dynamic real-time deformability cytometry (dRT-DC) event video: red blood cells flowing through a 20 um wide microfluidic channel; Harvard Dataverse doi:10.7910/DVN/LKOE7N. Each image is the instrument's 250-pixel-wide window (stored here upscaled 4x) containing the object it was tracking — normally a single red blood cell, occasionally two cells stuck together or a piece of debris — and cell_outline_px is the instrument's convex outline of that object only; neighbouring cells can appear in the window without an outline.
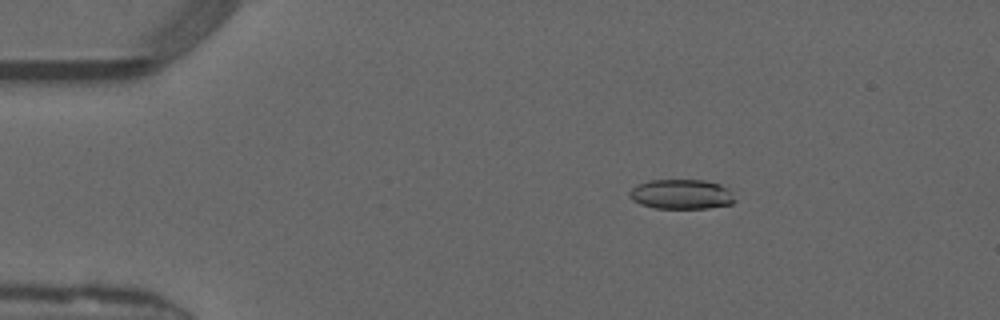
{"species": "common noctule bat (a hibernating species)", "species_latin": "Nyctalus noctula", "temperature_condition": "warm", "stored_images_in_passage": 50, "camera_frame_rate_fps": 3000, "um_per_image_px": 0.085, "animal": {"sex": "male", "forearm_length_mm": 52.5}, "frame": {"image": 1, "passage_image": 9, "time_ms": 2.667, "image_size_px": [1000, 320], "cell_outline_px": [[736, 200], [732, 204], [708, 208], [656, 208], [640, 204], [632, 200], [628, 196], [628, 192], [636, 184], [648, 180], [704, 180], [720, 184], [728, 188], [732, 192]], "centroid_in_image_um": [57.91, 16.5], "position_along_channel_um": 27.1, "area_um2": 18.5}}
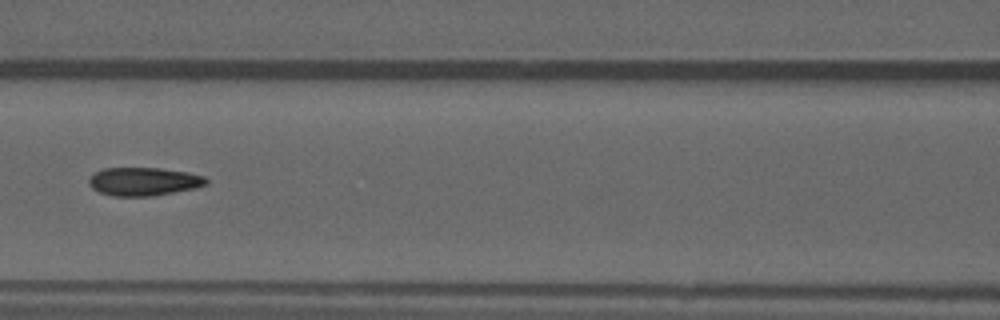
{"frame": {"image": 2, "passage_image": 23, "time_ms": 7.333, "image_size_px": [1000, 320], "cell_outline_px": [[208, 184], [196, 188], [152, 196], [112, 196], [100, 192], [92, 188], [88, 184], [88, 180], [96, 172], [104, 168], [160, 168], [188, 172], [204, 176], [208, 180]], "centroid_in_image_um": [12.24, 15.43], "position_along_channel_um": 154.4, "area_um2": 19.36}}
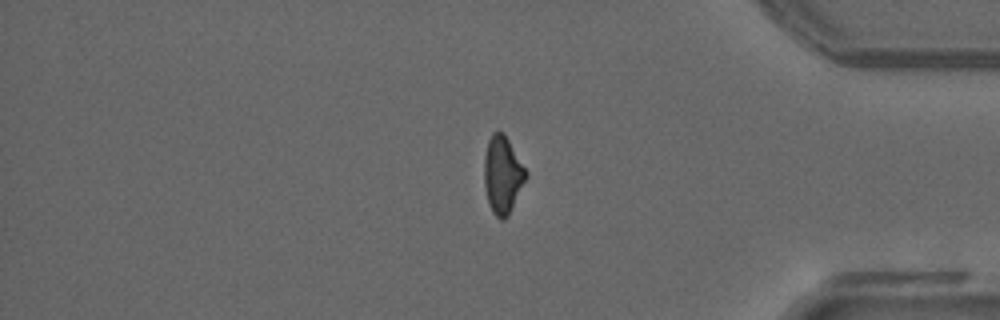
{"frame": {"image": 3, "passage_image": 42, "time_ms": 13.667, "image_size_px": [1000, 320], "cell_outline_px": [[528, 176], [508, 216], [504, 220], [500, 220], [492, 212], [488, 204], [484, 184], [484, 156], [488, 140], [492, 132], [504, 132], [528, 172]], "centroid_in_image_um": [42.72, 14.86], "position_along_channel_um": 392.5, "area_um2": 19.07}, "authors_computed_cell_mechanics": {"area_um2": 19.3919, "velocity_mm_per_s": 4.1584, "shape_relaxation_time_tau1_ms": null, "shape_relaxation_time_tau2_ms": 1.9715, "deformation_change_tau1": null, "deformation_change_tau2": 0.092}}